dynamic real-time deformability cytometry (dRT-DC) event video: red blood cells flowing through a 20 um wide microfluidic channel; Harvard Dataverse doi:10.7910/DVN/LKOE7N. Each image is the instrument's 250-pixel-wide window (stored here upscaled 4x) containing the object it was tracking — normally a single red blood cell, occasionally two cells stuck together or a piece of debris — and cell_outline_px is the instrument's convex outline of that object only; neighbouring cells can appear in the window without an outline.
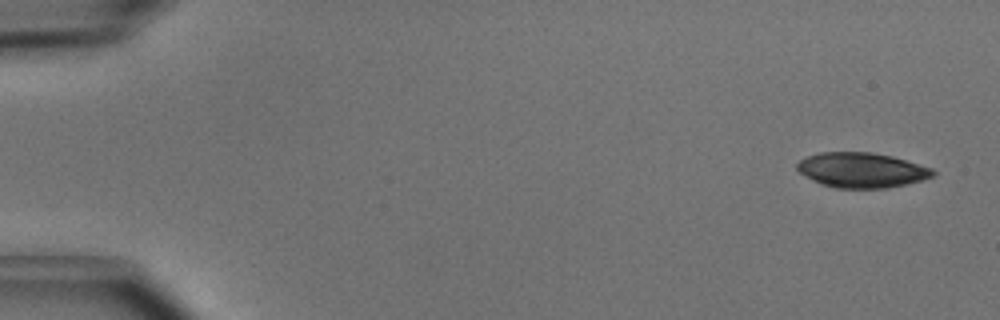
{"species": "common noctule bat (a hibernating species)", "species_latin": "Nyctalus noctula", "temperature_condition": "cold", "stored_images_in_passage": 7, "camera_frame_rate_fps": 3000, "um_per_image_px": 0.085, "animal": {"sex": "male", "body_mass_g": 15.6}, "frame": {"image": 1, "passage_image": 1, "time_ms": 0.0, "image_size_px": [1000, 320], "cell_outline_px": [[936, 176], [888, 188], [836, 188], [820, 184], [812, 180], [800, 172], [796, 168], [796, 164], [800, 160], [808, 156], [820, 152], [872, 152], [892, 156], [932, 168], [936, 172]], "centroid_in_image_um": [73.24, 14.46], "position_along_channel_um": 11.8, "area_um2": 27.69}}
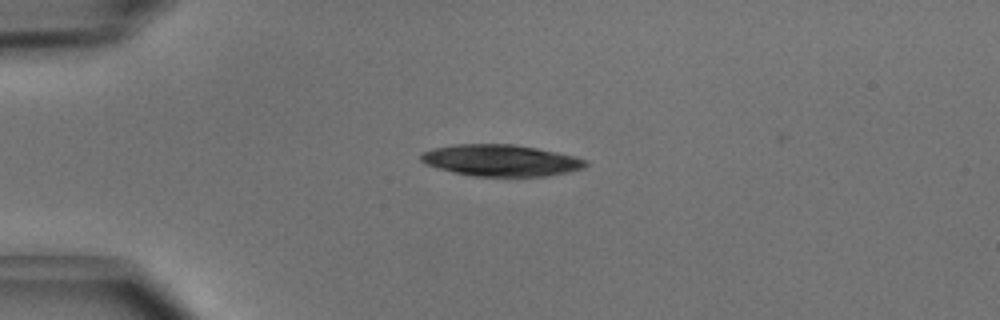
{"frame": {"image": 2, "passage_image": 4, "time_ms": 1.0, "image_size_px": [1000, 320], "cell_outline_px": [[588, 164], [584, 168], [568, 172], [548, 176], [476, 176], [436, 168], [424, 164], [420, 160], [420, 156], [424, 152], [432, 148], [456, 144], [516, 144], [556, 152], [588, 160]], "centroid_in_image_um": [42.57, 13.63], "position_along_channel_um": 42.4, "area_um2": 30.23}}